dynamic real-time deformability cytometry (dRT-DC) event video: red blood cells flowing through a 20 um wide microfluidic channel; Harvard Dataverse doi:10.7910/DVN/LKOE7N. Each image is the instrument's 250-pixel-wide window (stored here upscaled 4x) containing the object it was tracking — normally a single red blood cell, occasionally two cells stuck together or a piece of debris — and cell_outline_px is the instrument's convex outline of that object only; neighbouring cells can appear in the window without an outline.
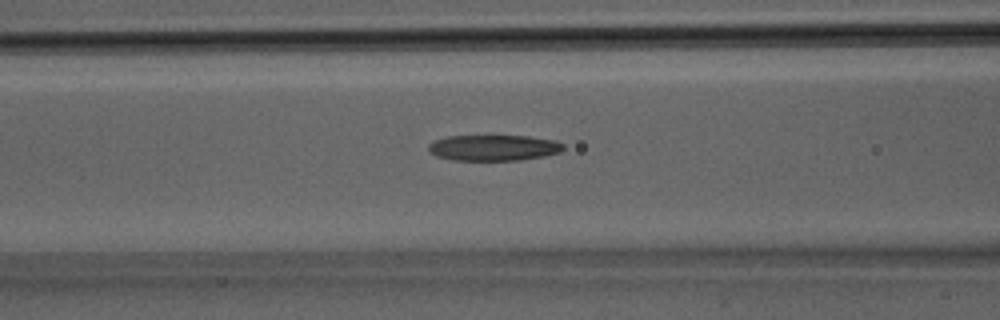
{"species": "Egyptian fruit bat (a non-hibernating species)", "species_latin": "Rousettus aegyptiacus", "temperature_condition": "room temperature", "stored_images_in_passage": 26, "camera_frame_rate_fps": 3000, "um_per_image_px": 0.085, "animal": {"sex": "male"}, "frame": {"image": 1, "passage_image": 7, "time_ms": 2.0, "image_size_px": [1000, 320], "cell_outline_px": [[564, 148], [560, 152], [544, 156], [520, 160], [452, 160], [436, 156], [428, 152], [428, 144], [436, 140], [448, 136], [528, 136], [556, 140], [564, 144]], "centroid_in_image_um": [41.96, 12.56], "position_along_channel_um": 124.6, "area_um2": 20.4}}
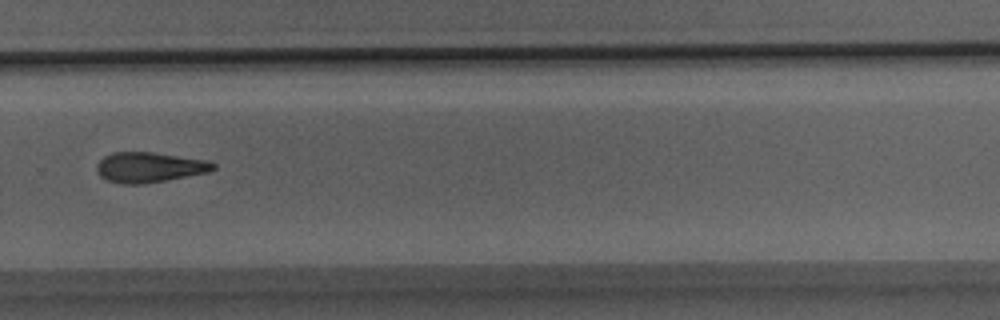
{"frame": {"image": 2, "passage_image": 16, "time_ms": 5.0, "image_size_px": [1000, 320], "cell_outline_px": [[216, 168], [208, 172], [144, 184], [120, 184], [108, 180], [100, 176], [96, 168], [96, 164], [104, 156], [112, 152], [152, 152], [208, 160], [216, 164]], "centroid_in_image_um": [12.68, 14.21], "position_along_channel_um": 317.1, "area_um2": 20.52}}
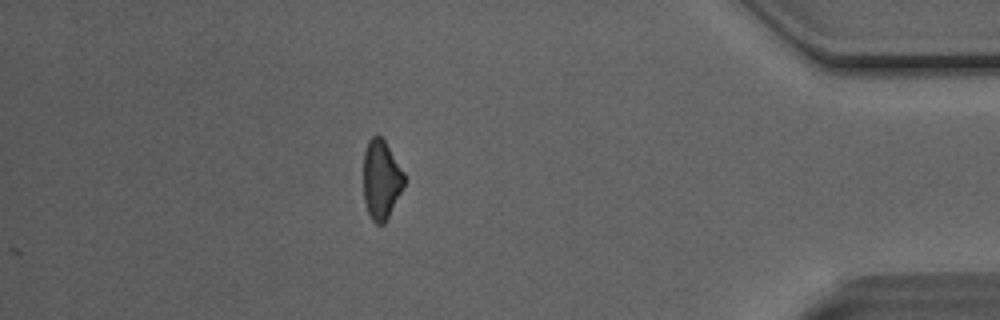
{"frame": {"image": 3, "passage_image": 22, "time_ms": 7.0, "image_size_px": [1000, 320], "cell_outline_px": [[404, 184], [384, 224], [376, 224], [372, 220], [368, 212], [364, 200], [364, 152], [368, 140], [376, 132], [384, 140], [404, 172]], "centroid_in_image_um": [32.38, 15.23], "position_along_channel_um": 402.8, "area_um2": 18.55}}